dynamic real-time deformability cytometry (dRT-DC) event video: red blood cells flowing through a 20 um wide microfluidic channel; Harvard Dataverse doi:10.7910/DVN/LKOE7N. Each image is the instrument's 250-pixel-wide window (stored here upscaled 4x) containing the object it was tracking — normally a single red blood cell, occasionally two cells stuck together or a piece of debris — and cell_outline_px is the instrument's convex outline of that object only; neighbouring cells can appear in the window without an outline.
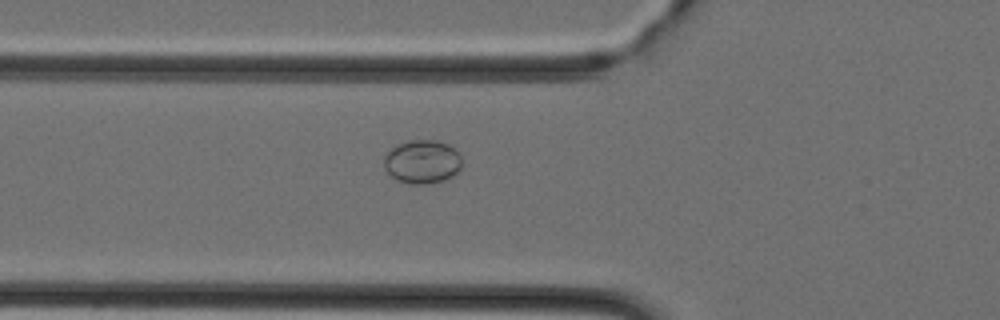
{"species": "Egyptian fruit bat (a non-hibernating species)", "species_latin": "Rousettus aegyptiacus", "temperature_condition": "cold", "stored_images_in_passage": 32, "camera_frame_rate_fps": 3000, "um_per_image_px": 0.085, "animal": {"sex": "female"}, "frame": {"image": 1, "passage_image": 3, "time_ms": 0.667, "image_size_px": [1000, 320], "cell_outline_px": [[460, 168], [452, 176], [444, 180], [424, 184], [408, 184], [396, 180], [384, 168], [384, 156], [392, 148], [408, 140], [436, 140], [448, 144], [460, 152]], "centroid_in_image_um": [35.89, 13.75], "position_along_channel_um": 89.9, "area_um2": 19.77}}
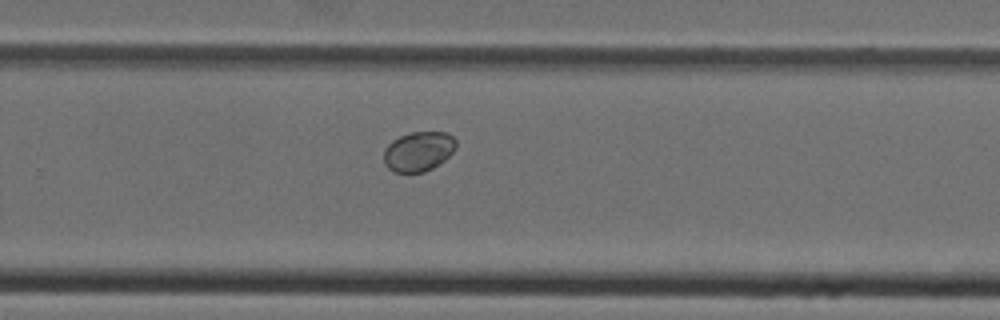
{"frame": {"image": 2, "passage_image": 17, "time_ms": 5.333, "image_size_px": [1000, 320], "cell_outline_px": [[456, 148], [444, 160], [432, 168], [424, 172], [392, 172], [384, 164], [384, 148], [392, 140], [400, 136], [412, 132], [448, 132], [456, 140]], "centroid_in_image_um": [35.56, 12.86], "position_along_channel_um": 294.2, "area_um2": 16.76}}
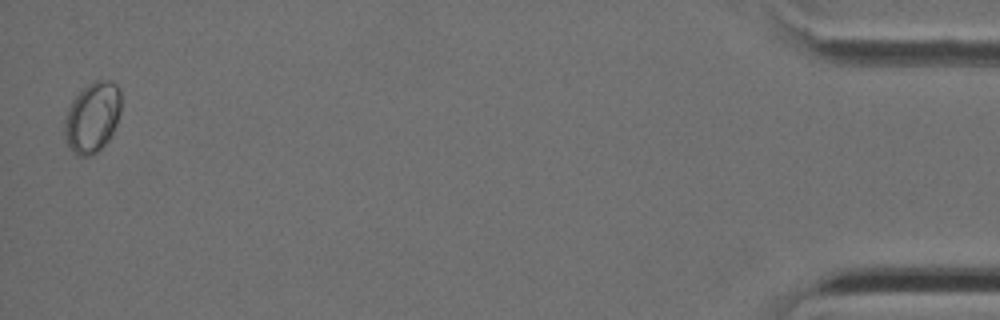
{"frame": {"image": 3, "passage_image": 32, "time_ms": 10.333, "image_size_px": [1000, 320], "cell_outline_px": [[120, 112], [116, 124], [108, 140], [92, 156], [80, 156], [72, 152], [64, 136], [64, 120], [68, 108], [72, 100], [88, 84], [96, 80], [108, 80], [116, 84], [120, 88]], "centroid_in_image_um": [7.84, 9.97], "position_along_channel_um": 427.4, "area_um2": 23.06}}